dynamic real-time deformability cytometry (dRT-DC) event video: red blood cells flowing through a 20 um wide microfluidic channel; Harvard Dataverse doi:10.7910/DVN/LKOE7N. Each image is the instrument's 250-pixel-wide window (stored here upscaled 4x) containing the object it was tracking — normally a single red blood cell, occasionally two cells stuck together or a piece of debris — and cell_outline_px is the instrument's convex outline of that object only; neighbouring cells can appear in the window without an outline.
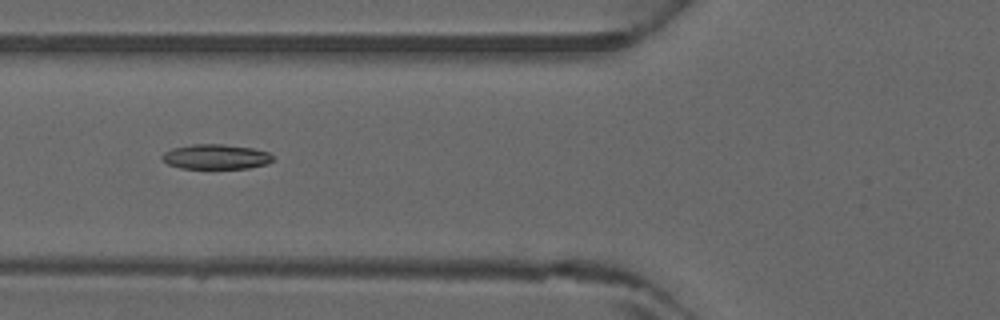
{"species": "common noctule bat (a hibernating species)", "species_latin": "Nyctalus noctula", "temperature_condition": "warm", "stored_images_in_passage": 4, "camera_frame_rate_fps": 3000, "um_per_image_px": 0.085, "animal": {"sex": "male", "forearm_length_mm": 52.5}, "frame": {"image": 1, "passage_image": 4, "time_ms": 1.0, "image_size_px": [1000, 320], "cell_outline_px": [[272, 160], [268, 164], [248, 168], [180, 168], [168, 164], [160, 160], [160, 156], [164, 152], [172, 148], [192, 144], [224, 144], [252, 148], [268, 152], [272, 156]], "centroid_in_image_um": [18.3, 13.32], "position_along_channel_um": 107.5, "area_um2": 16.13}}